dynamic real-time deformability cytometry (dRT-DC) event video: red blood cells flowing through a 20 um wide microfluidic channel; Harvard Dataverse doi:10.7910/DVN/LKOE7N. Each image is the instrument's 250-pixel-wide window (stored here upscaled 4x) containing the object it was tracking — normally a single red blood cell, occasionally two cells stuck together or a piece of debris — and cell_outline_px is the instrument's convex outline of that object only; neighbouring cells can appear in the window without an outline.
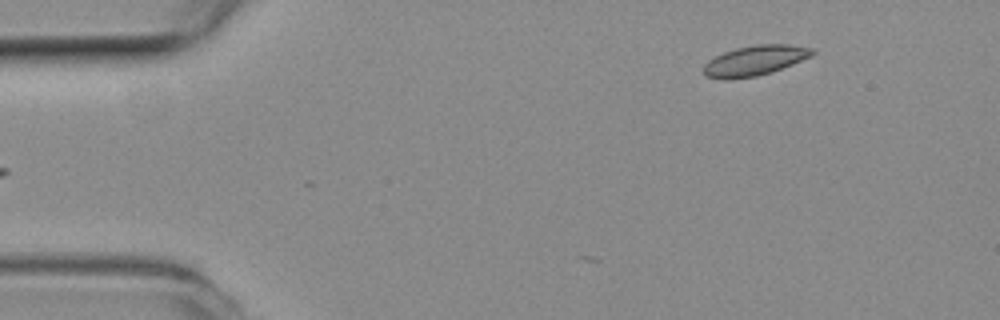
{"species": "common noctule bat (a hibernating species)", "species_latin": "Nyctalus noctula", "temperature_condition": "room temperature", "stored_images_in_passage": 4, "camera_frame_rate_fps": 3000, "um_per_image_px": 0.085, "animal": {"sex": "female", "body_mass_g": 19.3, "forearm_length_mm": 54.1}, "frame": {"image": 1, "passage_image": 4, "time_ms": 1.0, "image_size_px": [1000, 320], "cell_outline_px": [[816, 52], [812, 56], [772, 72], [756, 76], [728, 80], [724, 80], [704, 76], [700, 68], [708, 60], [724, 52], [736, 48], [756, 44], [788, 44], [816, 48]], "centroid_in_image_um": [64.14, 5.15], "position_along_channel_um": 20.9, "area_um2": 19.42}}